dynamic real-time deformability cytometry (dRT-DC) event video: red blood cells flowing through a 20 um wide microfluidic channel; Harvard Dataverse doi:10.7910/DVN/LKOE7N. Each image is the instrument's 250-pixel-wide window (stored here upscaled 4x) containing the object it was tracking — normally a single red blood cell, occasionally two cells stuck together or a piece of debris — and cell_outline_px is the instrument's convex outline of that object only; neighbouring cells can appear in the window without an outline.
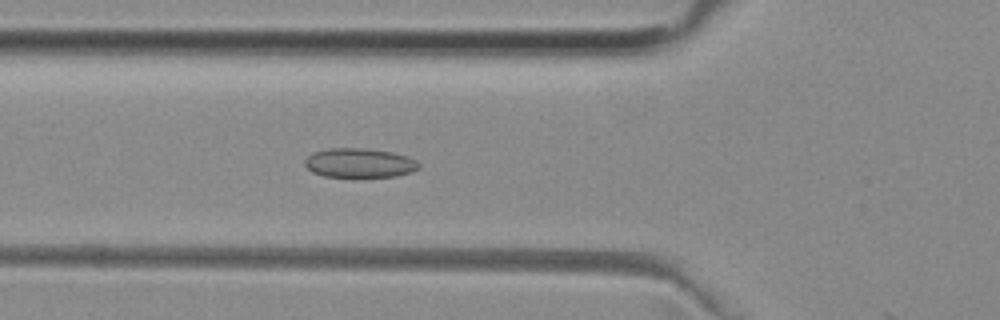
{"species": "common noctule bat (a hibernating species)", "species_latin": "Nyctalus noctula", "temperature_condition": "room temperature", "stored_images_in_passage": 20, "camera_frame_rate_fps": 3000, "um_per_image_px": 0.085, "animal": {"sex": "female", "body_mass_g": 29.2, "forearm_length_mm": 56.3}, "frame": {"image": 1, "passage_image": 19, "time_ms": 6.0, "image_size_px": [1000, 320], "cell_outline_px": [[420, 168], [412, 172], [396, 176], [324, 176], [312, 172], [304, 164], [304, 160], [312, 152], [328, 148], [364, 148], [392, 152], [408, 156], [416, 160], [420, 164]], "centroid_in_image_um": [30.56, 13.83], "position_along_channel_um": 95.2, "area_um2": 19.48}}